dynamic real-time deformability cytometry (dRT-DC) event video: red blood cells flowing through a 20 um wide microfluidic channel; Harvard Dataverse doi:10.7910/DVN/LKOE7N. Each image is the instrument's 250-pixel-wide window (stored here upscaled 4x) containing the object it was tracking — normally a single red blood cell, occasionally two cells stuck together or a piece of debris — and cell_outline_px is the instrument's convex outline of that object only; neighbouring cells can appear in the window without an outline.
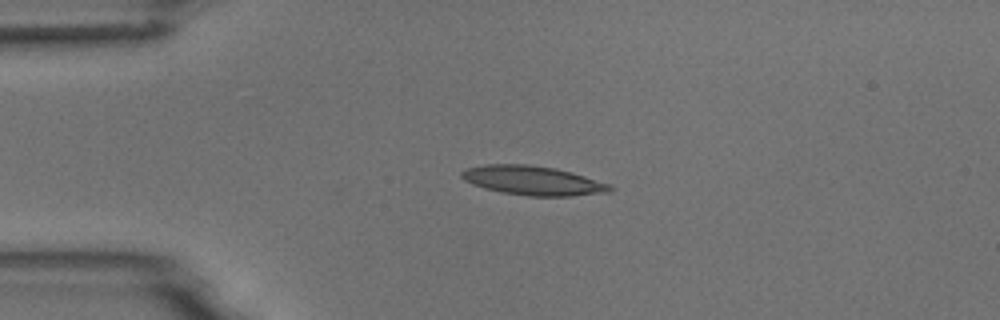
{"species": "common noctule bat (a hibernating species)", "species_latin": "Nyctalus noctula", "temperature_condition": "room temperature", "stored_images_in_passage": 4, "camera_frame_rate_fps": 3000, "um_per_image_px": 0.085, "animal": {"sex": "male", "body_mass_g": 18.8}, "frame": {"image": 1, "passage_image": 3, "time_ms": 0.667, "image_size_px": [1000, 320], "cell_outline_px": [[616, 188], [608, 192], [568, 196], [528, 196], [500, 192], [484, 188], [472, 184], [464, 180], [460, 176], [460, 172], [468, 168], [484, 164], [528, 164], [556, 168], [612, 184]], "centroid_in_image_um": [45.29, 15.34], "position_along_channel_um": 39.7, "area_um2": 25.37}}